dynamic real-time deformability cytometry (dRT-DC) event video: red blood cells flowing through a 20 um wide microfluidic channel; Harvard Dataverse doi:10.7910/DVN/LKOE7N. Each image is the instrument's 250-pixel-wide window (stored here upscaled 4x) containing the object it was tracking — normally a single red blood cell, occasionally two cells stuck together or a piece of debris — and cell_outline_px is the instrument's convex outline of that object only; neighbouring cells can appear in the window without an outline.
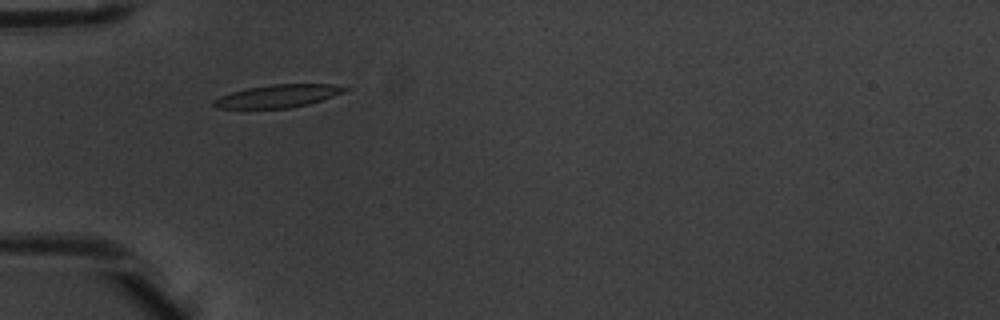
{"species": "common noctule bat (a hibernating species)", "species_latin": "Nyctalus noctula", "temperature_condition": "warm", "stored_images_in_passage": 4, "camera_frame_rate_fps": 3000, "um_per_image_px": 0.085, "animal": {"sex": "male", "body_mass_g": 20.1, "forearm_length_mm": 53.5}, "frame": {"image": 1, "passage_image": 3, "time_ms": 0.667, "image_size_px": [1000, 320], "cell_outline_px": [[348, 88], [344, 92], [308, 104], [288, 108], [216, 108], [212, 104], [220, 96], [232, 92], [248, 88], [272, 84], [332, 84]], "centroid_in_image_um": [23.62, 8.16], "position_along_channel_um": 61.4, "area_um2": 17.05}}